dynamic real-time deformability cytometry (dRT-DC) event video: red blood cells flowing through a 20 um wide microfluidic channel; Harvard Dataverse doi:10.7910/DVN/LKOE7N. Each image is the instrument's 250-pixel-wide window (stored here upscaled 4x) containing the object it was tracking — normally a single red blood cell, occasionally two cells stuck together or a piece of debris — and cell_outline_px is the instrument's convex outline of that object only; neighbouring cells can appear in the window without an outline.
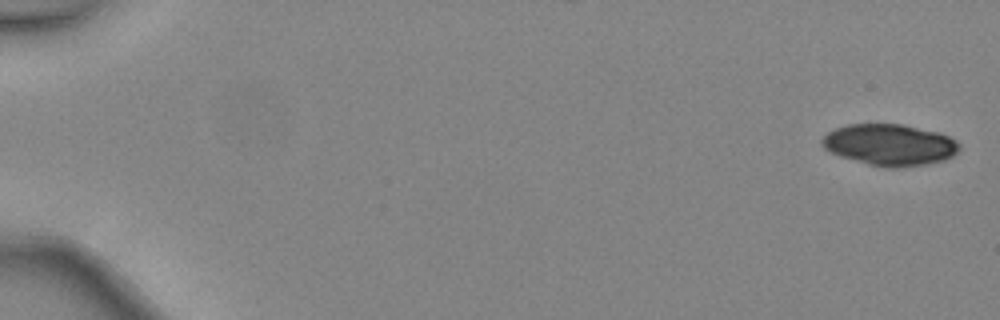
{"species": "common noctule bat (a hibernating species)", "species_latin": "Nyctalus noctula", "temperature_condition": "warm", "stored_images_in_passage": 5, "camera_frame_rate_fps": 3000, "um_per_image_px": 0.085, "animal": {"sex": "female", "body_mass_g": 24.6, "forearm_length_mm": 56.2}, "frame": {"image": 1, "passage_image": 1, "time_ms": 0.0, "image_size_px": [1000, 320], "cell_outline_px": [[960, 148], [952, 156], [944, 160], [924, 164], [900, 168], [888, 168], [868, 164], [840, 156], [824, 148], [820, 144], [820, 140], [828, 132], [836, 128], [848, 124], [904, 124], [940, 132], [956, 140], [960, 144]], "centroid_in_image_um": [75.63, 12.3], "position_along_channel_um": 9.4, "area_um2": 33.23}}